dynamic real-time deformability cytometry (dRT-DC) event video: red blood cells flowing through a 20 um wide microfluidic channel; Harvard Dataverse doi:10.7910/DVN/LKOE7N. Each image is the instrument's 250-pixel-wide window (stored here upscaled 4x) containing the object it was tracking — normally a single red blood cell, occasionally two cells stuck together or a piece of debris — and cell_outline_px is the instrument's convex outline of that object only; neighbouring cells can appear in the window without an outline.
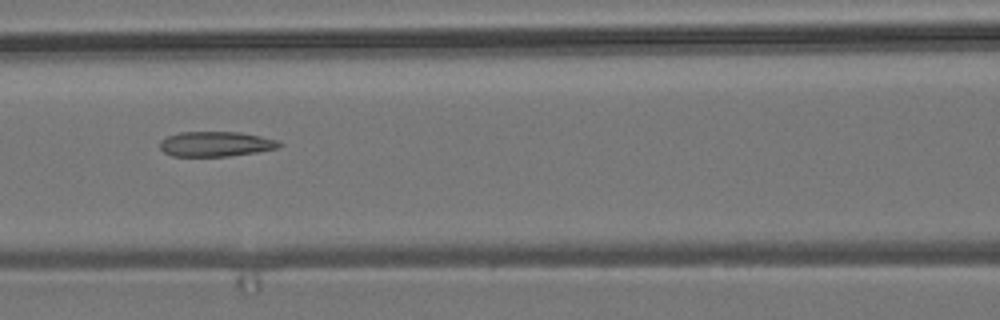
{"species": "common noctule bat (a hibernating species)", "species_latin": "Nyctalus noctula", "temperature_condition": "room temperature", "stored_images_in_passage": 3, "camera_frame_rate_fps": 3000, "um_per_image_px": 0.085, "animal": {"sex": "male", "body_mass_g": 19.2, "forearm_length_mm": 51.8}, "frame": {"image": 1, "passage_image": 3, "time_ms": 0.667, "image_size_px": [1000, 320], "cell_outline_px": [[284, 144], [280, 148], [256, 152], [228, 156], [172, 156], [164, 152], [160, 148], [160, 140], [168, 136], [180, 132], [240, 132], [260, 136], [276, 140]], "centroid_in_image_um": [18.35, 12.24], "position_along_channel_um": 148.2, "area_um2": 17.4}}